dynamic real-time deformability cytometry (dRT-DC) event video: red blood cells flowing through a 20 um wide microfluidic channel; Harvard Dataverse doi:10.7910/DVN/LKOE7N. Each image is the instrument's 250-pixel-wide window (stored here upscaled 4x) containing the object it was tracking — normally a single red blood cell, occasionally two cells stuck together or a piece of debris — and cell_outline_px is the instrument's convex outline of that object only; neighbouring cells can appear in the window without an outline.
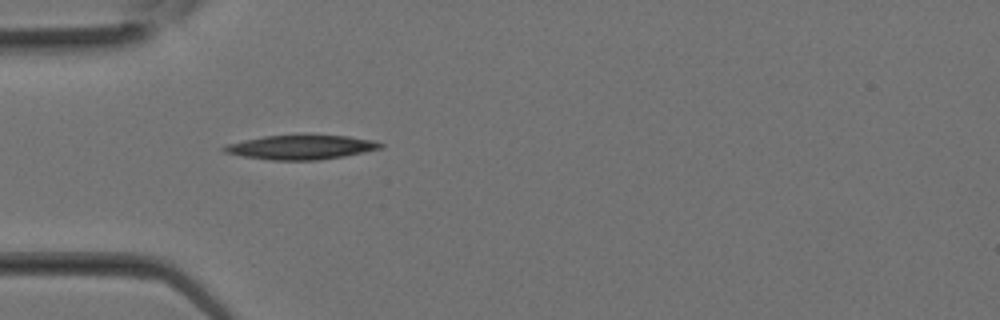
{"species": "Egyptian fruit bat (a non-hibernating species)", "species_latin": "Rousettus aegyptiacus", "temperature_condition": "room temperature", "stored_images_in_passage": 1, "camera_frame_rate_fps": 3000, "um_per_image_px": 0.085, "animal": {"sex": "female"}, "frame": {"image": 1, "passage_image": 1, "time_ms": 0.0, "image_size_px": [1000, 320], "cell_outline_px": [[384, 148], [344, 156], [320, 160], [272, 160], [244, 156], [224, 152], [220, 148], [224, 144], [264, 136], [300, 132], [348, 136], [372, 140], [384, 144]], "centroid_in_image_um": [25.59, 12.47], "position_along_channel_um": 59.4, "area_um2": 23.12}}